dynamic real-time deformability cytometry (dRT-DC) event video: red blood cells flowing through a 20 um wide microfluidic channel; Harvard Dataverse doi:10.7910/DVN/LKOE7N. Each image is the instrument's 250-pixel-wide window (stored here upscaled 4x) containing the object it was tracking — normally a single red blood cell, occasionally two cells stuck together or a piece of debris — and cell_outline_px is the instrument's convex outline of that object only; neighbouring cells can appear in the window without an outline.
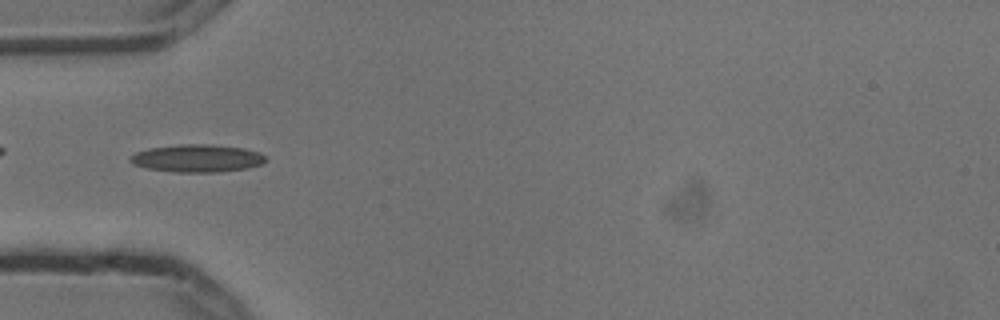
{"species": "common noctule bat (a hibernating species)", "species_latin": "Nyctalus noctula", "temperature_condition": "cold", "stored_images_in_passage": 4, "camera_frame_rate_fps": 3000, "um_per_image_px": 0.085, "animal": {"sex": "male", "body_mass_g": 13.3}, "frame": {"image": 1, "passage_image": 2, "time_ms": 0.333, "image_size_px": [1000, 320], "cell_outline_px": [[268, 160], [264, 164], [248, 168], [220, 172], [176, 172], [148, 168], [132, 164], [128, 160], [136, 152], [148, 148], [180, 144], [212, 144], [244, 148], [260, 152]], "centroid_in_image_um": [16.8, 13.45], "position_along_channel_um": 68.2, "area_um2": 22.02}}
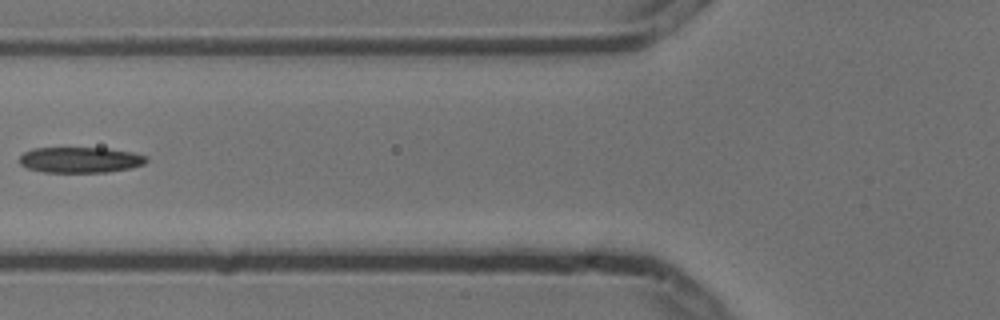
{"frame": {"image": 2, "passage_image": 3, "time_ms": 0.667, "image_size_px": [1000, 320], "cell_outline_px": [[148, 160], [144, 164], [132, 168], [108, 172], [44, 172], [28, 168], [20, 164], [20, 156], [24, 152], [32, 148], [108, 148], [132, 152], [148, 156]], "centroid_in_image_um": [6.86, 13.59], "position_along_channel_um": 118.9, "area_um2": 19.13}}
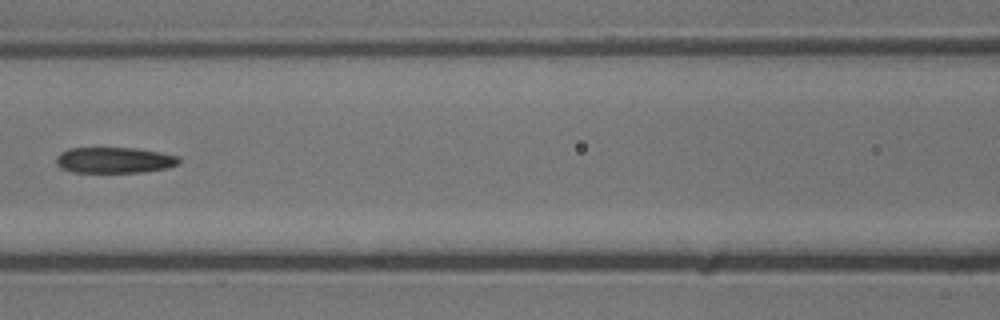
{"frame": {"image": 3, "passage_image": 4, "time_ms": 1.0, "image_size_px": [1000, 320], "cell_outline_px": [[180, 164], [168, 168], [144, 172], [72, 172], [60, 168], [56, 164], [56, 156], [60, 152], [68, 148], [132, 148], [160, 152], [180, 156]], "centroid_in_image_um": [9.73, 13.61], "position_along_channel_um": 156.9, "area_um2": 18.73}}